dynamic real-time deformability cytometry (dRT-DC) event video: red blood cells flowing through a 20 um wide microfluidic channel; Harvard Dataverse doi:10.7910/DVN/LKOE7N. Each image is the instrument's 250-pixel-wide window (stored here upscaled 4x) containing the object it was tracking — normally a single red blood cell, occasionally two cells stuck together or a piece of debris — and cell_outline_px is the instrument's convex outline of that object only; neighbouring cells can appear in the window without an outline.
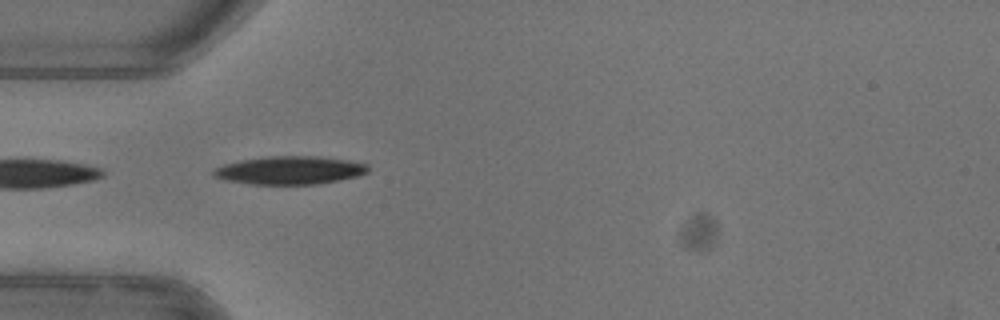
{"species": "common noctule bat (a hibernating species)", "species_latin": "Nyctalus noctula", "temperature_condition": "warm", "stored_images_in_passage": 37, "camera_frame_rate_fps": 3000, "um_per_image_px": 0.085, "animal": {"sex": "female"}, "frame": {"image": 1, "passage_image": 1, "time_ms": 0.0, "image_size_px": [1000, 320], "cell_outline_px": [[368, 172], [356, 176], [316, 184], [252, 184], [224, 180], [212, 176], [212, 168], [224, 164], [240, 160], [264, 156], [320, 156], [348, 160], [368, 164]], "centroid_in_image_um": [24.57, 14.46], "position_along_channel_um": 60.4, "area_um2": 25.43}, "authors_computed_cell_mechanics": {"area_um2": 24.6806, "velocity_mm_per_s": 3.9799, "shape_relaxation_time_tau1_ms": 2.5732, "shape_relaxation_time_tau2_ms": null, "deformation_change_tau1": 0.1319, "deformation_change_tau2": null}}